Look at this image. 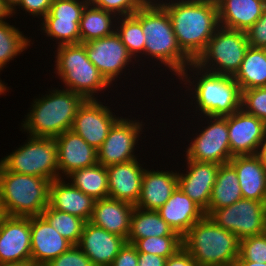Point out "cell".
Here are the masks:
<instances>
[{
  "label": "cell",
  "instance_id": "cell-35",
  "mask_svg": "<svg viewBox=\"0 0 266 266\" xmlns=\"http://www.w3.org/2000/svg\"><path fill=\"white\" fill-rule=\"evenodd\" d=\"M116 33L120 36L121 41L128 49V52L137 63L139 62V67L135 66V68L140 69V66H142V58L144 57L146 40L141 23L133 15L118 17Z\"/></svg>",
  "mask_w": 266,
  "mask_h": 266
},
{
  "label": "cell",
  "instance_id": "cell-11",
  "mask_svg": "<svg viewBox=\"0 0 266 266\" xmlns=\"http://www.w3.org/2000/svg\"><path fill=\"white\" fill-rule=\"evenodd\" d=\"M143 120H140L139 117L136 119L135 116L132 118L131 114H128V117L122 115L110 128L107 138L97 150L98 163L108 167L141 157L140 153H138L139 155L135 153L138 152L137 148L141 149L139 146L142 147L143 151V144L139 145V140L142 141L144 137L146 138V133L143 132H146L147 128L149 132V125L151 124L150 122L146 124ZM144 126L148 127L145 128Z\"/></svg>",
  "mask_w": 266,
  "mask_h": 266
},
{
  "label": "cell",
  "instance_id": "cell-28",
  "mask_svg": "<svg viewBox=\"0 0 266 266\" xmlns=\"http://www.w3.org/2000/svg\"><path fill=\"white\" fill-rule=\"evenodd\" d=\"M236 171L242 197L266 202V169L255 155L233 156L228 162Z\"/></svg>",
  "mask_w": 266,
  "mask_h": 266
},
{
  "label": "cell",
  "instance_id": "cell-31",
  "mask_svg": "<svg viewBox=\"0 0 266 266\" xmlns=\"http://www.w3.org/2000/svg\"><path fill=\"white\" fill-rule=\"evenodd\" d=\"M117 19L115 14L88 3L79 22L81 43L114 34Z\"/></svg>",
  "mask_w": 266,
  "mask_h": 266
},
{
  "label": "cell",
  "instance_id": "cell-17",
  "mask_svg": "<svg viewBox=\"0 0 266 266\" xmlns=\"http://www.w3.org/2000/svg\"><path fill=\"white\" fill-rule=\"evenodd\" d=\"M182 168H177L179 188L204 212L207 211L220 164L183 160ZM181 170L183 172H181Z\"/></svg>",
  "mask_w": 266,
  "mask_h": 266
},
{
  "label": "cell",
  "instance_id": "cell-50",
  "mask_svg": "<svg viewBox=\"0 0 266 266\" xmlns=\"http://www.w3.org/2000/svg\"><path fill=\"white\" fill-rule=\"evenodd\" d=\"M234 266H266V263H255L251 261H235Z\"/></svg>",
  "mask_w": 266,
  "mask_h": 266
},
{
  "label": "cell",
  "instance_id": "cell-3",
  "mask_svg": "<svg viewBox=\"0 0 266 266\" xmlns=\"http://www.w3.org/2000/svg\"><path fill=\"white\" fill-rule=\"evenodd\" d=\"M168 12L178 46L192 61L219 27L216 0H157Z\"/></svg>",
  "mask_w": 266,
  "mask_h": 266
},
{
  "label": "cell",
  "instance_id": "cell-2",
  "mask_svg": "<svg viewBox=\"0 0 266 266\" xmlns=\"http://www.w3.org/2000/svg\"><path fill=\"white\" fill-rule=\"evenodd\" d=\"M133 16L141 23L146 39L142 66L152 62L151 68L163 67L158 71L168 70L167 76L170 72V77H178L192 61L178 46L167 10L157 0H149Z\"/></svg>",
  "mask_w": 266,
  "mask_h": 266
},
{
  "label": "cell",
  "instance_id": "cell-37",
  "mask_svg": "<svg viewBox=\"0 0 266 266\" xmlns=\"http://www.w3.org/2000/svg\"><path fill=\"white\" fill-rule=\"evenodd\" d=\"M133 245L138 253L155 254L167 259L183 247L180 236L142 238L136 240Z\"/></svg>",
  "mask_w": 266,
  "mask_h": 266
},
{
  "label": "cell",
  "instance_id": "cell-1",
  "mask_svg": "<svg viewBox=\"0 0 266 266\" xmlns=\"http://www.w3.org/2000/svg\"><path fill=\"white\" fill-rule=\"evenodd\" d=\"M174 79L177 80L174 81ZM167 80H170V82L173 80L172 86L175 82L179 83L175 84L176 88L179 89L177 92L179 94V91L182 90L180 91V99L182 98L181 100L187 104L181 101L180 108L186 106V111L182 109L186 116H188L187 113L190 114L191 112L195 114L188 117H224L241 109L242 92L233 76L205 71L192 62L177 78L168 77ZM188 107L192 108L187 109Z\"/></svg>",
  "mask_w": 266,
  "mask_h": 266
},
{
  "label": "cell",
  "instance_id": "cell-51",
  "mask_svg": "<svg viewBox=\"0 0 266 266\" xmlns=\"http://www.w3.org/2000/svg\"><path fill=\"white\" fill-rule=\"evenodd\" d=\"M1 72H2V70H0V74H2ZM7 85L8 84L7 83L5 84V82L0 78V96H2V95L7 96L6 93L10 92L11 87H9Z\"/></svg>",
  "mask_w": 266,
  "mask_h": 266
},
{
  "label": "cell",
  "instance_id": "cell-52",
  "mask_svg": "<svg viewBox=\"0 0 266 266\" xmlns=\"http://www.w3.org/2000/svg\"><path fill=\"white\" fill-rule=\"evenodd\" d=\"M5 213H4V210L2 208V205H1V201H0V224H1V221L2 219L5 217Z\"/></svg>",
  "mask_w": 266,
  "mask_h": 266
},
{
  "label": "cell",
  "instance_id": "cell-18",
  "mask_svg": "<svg viewBox=\"0 0 266 266\" xmlns=\"http://www.w3.org/2000/svg\"><path fill=\"white\" fill-rule=\"evenodd\" d=\"M227 126L231 155H255L266 136V124L241 108L227 116Z\"/></svg>",
  "mask_w": 266,
  "mask_h": 266
},
{
  "label": "cell",
  "instance_id": "cell-20",
  "mask_svg": "<svg viewBox=\"0 0 266 266\" xmlns=\"http://www.w3.org/2000/svg\"><path fill=\"white\" fill-rule=\"evenodd\" d=\"M54 139L57 146L59 178H65L72 171L98 163L97 150L72 130H67Z\"/></svg>",
  "mask_w": 266,
  "mask_h": 266
},
{
  "label": "cell",
  "instance_id": "cell-45",
  "mask_svg": "<svg viewBox=\"0 0 266 266\" xmlns=\"http://www.w3.org/2000/svg\"><path fill=\"white\" fill-rule=\"evenodd\" d=\"M166 266H199L191 257V254L182 247L166 261Z\"/></svg>",
  "mask_w": 266,
  "mask_h": 266
},
{
  "label": "cell",
  "instance_id": "cell-30",
  "mask_svg": "<svg viewBox=\"0 0 266 266\" xmlns=\"http://www.w3.org/2000/svg\"><path fill=\"white\" fill-rule=\"evenodd\" d=\"M233 78L239 84L241 92L266 87V48L249 46Z\"/></svg>",
  "mask_w": 266,
  "mask_h": 266
},
{
  "label": "cell",
  "instance_id": "cell-48",
  "mask_svg": "<svg viewBox=\"0 0 266 266\" xmlns=\"http://www.w3.org/2000/svg\"><path fill=\"white\" fill-rule=\"evenodd\" d=\"M11 17L13 18L12 12L6 6L4 0H0V22L11 19Z\"/></svg>",
  "mask_w": 266,
  "mask_h": 266
},
{
  "label": "cell",
  "instance_id": "cell-24",
  "mask_svg": "<svg viewBox=\"0 0 266 266\" xmlns=\"http://www.w3.org/2000/svg\"><path fill=\"white\" fill-rule=\"evenodd\" d=\"M157 212L181 238L188 233V230L196 222L205 216V212L179 186H177L171 197Z\"/></svg>",
  "mask_w": 266,
  "mask_h": 266
},
{
  "label": "cell",
  "instance_id": "cell-38",
  "mask_svg": "<svg viewBox=\"0 0 266 266\" xmlns=\"http://www.w3.org/2000/svg\"><path fill=\"white\" fill-rule=\"evenodd\" d=\"M236 261L266 263V236L264 233L241 239L239 257Z\"/></svg>",
  "mask_w": 266,
  "mask_h": 266
},
{
  "label": "cell",
  "instance_id": "cell-54",
  "mask_svg": "<svg viewBox=\"0 0 266 266\" xmlns=\"http://www.w3.org/2000/svg\"><path fill=\"white\" fill-rule=\"evenodd\" d=\"M264 235L266 236V226L264 228V231H263Z\"/></svg>",
  "mask_w": 266,
  "mask_h": 266
},
{
  "label": "cell",
  "instance_id": "cell-6",
  "mask_svg": "<svg viewBox=\"0 0 266 266\" xmlns=\"http://www.w3.org/2000/svg\"><path fill=\"white\" fill-rule=\"evenodd\" d=\"M183 247L199 266H234L240 240L208 216L196 222L182 238Z\"/></svg>",
  "mask_w": 266,
  "mask_h": 266
},
{
  "label": "cell",
  "instance_id": "cell-8",
  "mask_svg": "<svg viewBox=\"0 0 266 266\" xmlns=\"http://www.w3.org/2000/svg\"><path fill=\"white\" fill-rule=\"evenodd\" d=\"M185 117L186 119L188 118V121L191 120L189 118H193L190 121L189 128L191 126L193 127L190 128L192 131L190 134V129L187 127V124L185 126L187 128L185 134L188 136H184V138L187 139L188 145H185L186 147L183 146V149L185 148L183 153L185 152V154L182 156L185 157L182 159L198 162H213L220 165L227 164L233 157L231 155L228 137L227 116ZM194 122L198 123L195 124L197 126L193 125Z\"/></svg>",
  "mask_w": 266,
  "mask_h": 266
},
{
  "label": "cell",
  "instance_id": "cell-36",
  "mask_svg": "<svg viewBox=\"0 0 266 266\" xmlns=\"http://www.w3.org/2000/svg\"><path fill=\"white\" fill-rule=\"evenodd\" d=\"M42 216L62 237L73 245L79 244L86 223L85 220L67 212L53 209L49 205L42 212Z\"/></svg>",
  "mask_w": 266,
  "mask_h": 266
},
{
  "label": "cell",
  "instance_id": "cell-33",
  "mask_svg": "<svg viewBox=\"0 0 266 266\" xmlns=\"http://www.w3.org/2000/svg\"><path fill=\"white\" fill-rule=\"evenodd\" d=\"M65 179L95 201L108 197V172L99 163L72 171Z\"/></svg>",
  "mask_w": 266,
  "mask_h": 266
},
{
  "label": "cell",
  "instance_id": "cell-53",
  "mask_svg": "<svg viewBox=\"0 0 266 266\" xmlns=\"http://www.w3.org/2000/svg\"><path fill=\"white\" fill-rule=\"evenodd\" d=\"M0 266H22V265H0Z\"/></svg>",
  "mask_w": 266,
  "mask_h": 266
},
{
  "label": "cell",
  "instance_id": "cell-44",
  "mask_svg": "<svg viewBox=\"0 0 266 266\" xmlns=\"http://www.w3.org/2000/svg\"><path fill=\"white\" fill-rule=\"evenodd\" d=\"M138 258L135 246L126 242L110 266H138Z\"/></svg>",
  "mask_w": 266,
  "mask_h": 266
},
{
  "label": "cell",
  "instance_id": "cell-4",
  "mask_svg": "<svg viewBox=\"0 0 266 266\" xmlns=\"http://www.w3.org/2000/svg\"><path fill=\"white\" fill-rule=\"evenodd\" d=\"M45 95L33 97L20 131L32 137L56 138L71 130L78 108L85 99L68 89L50 87Z\"/></svg>",
  "mask_w": 266,
  "mask_h": 266
},
{
  "label": "cell",
  "instance_id": "cell-23",
  "mask_svg": "<svg viewBox=\"0 0 266 266\" xmlns=\"http://www.w3.org/2000/svg\"><path fill=\"white\" fill-rule=\"evenodd\" d=\"M144 171L142 178L141 194L135 207L144 210L157 211L162 207L167 200L171 197L173 191L178 186L177 170H157L153 168V165ZM174 169V170H173ZM165 170V171H164Z\"/></svg>",
  "mask_w": 266,
  "mask_h": 266
},
{
  "label": "cell",
  "instance_id": "cell-14",
  "mask_svg": "<svg viewBox=\"0 0 266 266\" xmlns=\"http://www.w3.org/2000/svg\"><path fill=\"white\" fill-rule=\"evenodd\" d=\"M207 216L241 240L263 233L266 226V202L241 198L230 206L212 210Z\"/></svg>",
  "mask_w": 266,
  "mask_h": 266
},
{
  "label": "cell",
  "instance_id": "cell-9",
  "mask_svg": "<svg viewBox=\"0 0 266 266\" xmlns=\"http://www.w3.org/2000/svg\"><path fill=\"white\" fill-rule=\"evenodd\" d=\"M0 159L10 172L39 176L50 181L59 178L57 146L54 138L32 137Z\"/></svg>",
  "mask_w": 266,
  "mask_h": 266
},
{
  "label": "cell",
  "instance_id": "cell-39",
  "mask_svg": "<svg viewBox=\"0 0 266 266\" xmlns=\"http://www.w3.org/2000/svg\"><path fill=\"white\" fill-rule=\"evenodd\" d=\"M241 108L266 124V87L242 91Z\"/></svg>",
  "mask_w": 266,
  "mask_h": 266
},
{
  "label": "cell",
  "instance_id": "cell-10",
  "mask_svg": "<svg viewBox=\"0 0 266 266\" xmlns=\"http://www.w3.org/2000/svg\"><path fill=\"white\" fill-rule=\"evenodd\" d=\"M248 47L244 31L219 26L194 63L205 71L234 76Z\"/></svg>",
  "mask_w": 266,
  "mask_h": 266
},
{
  "label": "cell",
  "instance_id": "cell-32",
  "mask_svg": "<svg viewBox=\"0 0 266 266\" xmlns=\"http://www.w3.org/2000/svg\"><path fill=\"white\" fill-rule=\"evenodd\" d=\"M161 236L179 235L170 228L157 211L134 207L127 242L133 244L142 238Z\"/></svg>",
  "mask_w": 266,
  "mask_h": 266
},
{
  "label": "cell",
  "instance_id": "cell-7",
  "mask_svg": "<svg viewBox=\"0 0 266 266\" xmlns=\"http://www.w3.org/2000/svg\"><path fill=\"white\" fill-rule=\"evenodd\" d=\"M51 181L8 171L0 163V201L6 216H40L49 205Z\"/></svg>",
  "mask_w": 266,
  "mask_h": 266
},
{
  "label": "cell",
  "instance_id": "cell-19",
  "mask_svg": "<svg viewBox=\"0 0 266 266\" xmlns=\"http://www.w3.org/2000/svg\"><path fill=\"white\" fill-rule=\"evenodd\" d=\"M30 225L31 266H45L73 246L42 215L30 217Z\"/></svg>",
  "mask_w": 266,
  "mask_h": 266
},
{
  "label": "cell",
  "instance_id": "cell-29",
  "mask_svg": "<svg viewBox=\"0 0 266 266\" xmlns=\"http://www.w3.org/2000/svg\"><path fill=\"white\" fill-rule=\"evenodd\" d=\"M241 198L243 197L235 169L229 163L220 165L205 216L212 210L230 206Z\"/></svg>",
  "mask_w": 266,
  "mask_h": 266
},
{
  "label": "cell",
  "instance_id": "cell-13",
  "mask_svg": "<svg viewBox=\"0 0 266 266\" xmlns=\"http://www.w3.org/2000/svg\"><path fill=\"white\" fill-rule=\"evenodd\" d=\"M87 4L88 0H53L49 13L36 24L42 35L55 42L53 49L81 43L79 22Z\"/></svg>",
  "mask_w": 266,
  "mask_h": 266
},
{
  "label": "cell",
  "instance_id": "cell-42",
  "mask_svg": "<svg viewBox=\"0 0 266 266\" xmlns=\"http://www.w3.org/2000/svg\"><path fill=\"white\" fill-rule=\"evenodd\" d=\"M45 266H94L91 260L77 246L73 245L59 257L51 260Z\"/></svg>",
  "mask_w": 266,
  "mask_h": 266
},
{
  "label": "cell",
  "instance_id": "cell-40",
  "mask_svg": "<svg viewBox=\"0 0 266 266\" xmlns=\"http://www.w3.org/2000/svg\"><path fill=\"white\" fill-rule=\"evenodd\" d=\"M149 0H88V3L115 14L117 17L130 16L140 10Z\"/></svg>",
  "mask_w": 266,
  "mask_h": 266
},
{
  "label": "cell",
  "instance_id": "cell-15",
  "mask_svg": "<svg viewBox=\"0 0 266 266\" xmlns=\"http://www.w3.org/2000/svg\"><path fill=\"white\" fill-rule=\"evenodd\" d=\"M105 101L85 100L78 108L71 128L96 150L101 147L110 128L121 117L117 113L119 110L112 109Z\"/></svg>",
  "mask_w": 266,
  "mask_h": 266
},
{
  "label": "cell",
  "instance_id": "cell-34",
  "mask_svg": "<svg viewBox=\"0 0 266 266\" xmlns=\"http://www.w3.org/2000/svg\"><path fill=\"white\" fill-rule=\"evenodd\" d=\"M9 20L0 22V70L16 60L20 54H24L30 46H33L32 36H26L16 25H11ZM31 37V38H30Z\"/></svg>",
  "mask_w": 266,
  "mask_h": 266
},
{
  "label": "cell",
  "instance_id": "cell-25",
  "mask_svg": "<svg viewBox=\"0 0 266 266\" xmlns=\"http://www.w3.org/2000/svg\"><path fill=\"white\" fill-rule=\"evenodd\" d=\"M95 200L72 185L65 178L51 181L49 189V206L67 212L86 222L90 221Z\"/></svg>",
  "mask_w": 266,
  "mask_h": 266
},
{
  "label": "cell",
  "instance_id": "cell-5",
  "mask_svg": "<svg viewBox=\"0 0 266 266\" xmlns=\"http://www.w3.org/2000/svg\"><path fill=\"white\" fill-rule=\"evenodd\" d=\"M54 49H56L53 52L55 63L52 67H55L52 73L56 74L55 78L61 80L63 85L60 86L61 88L79 94L85 100H100L101 98L103 100L105 91L109 90L106 97L110 91L113 92V87L88 59L86 48L82 43L61 45Z\"/></svg>",
  "mask_w": 266,
  "mask_h": 266
},
{
  "label": "cell",
  "instance_id": "cell-22",
  "mask_svg": "<svg viewBox=\"0 0 266 266\" xmlns=\"http://www.w3.org/2000/svg\"><path fill=\"white\" fill-rule=\"evenodd\" d=\"M126 242L125 238L110 233L88 221L85 223L77 246L94 266H110Z\"/></svg>",
  "mask_w": 266,
  "mask_h": 266
},
{
  "label": "cell",
  "instance_id": "cell-12",
  "mask_svg": "<svg viewBox=\"0 0 266 266\" xmlns=\"http://www.w3.org/2000/svg\"><path fill=\"white\" fill-rule=\"evenodd\" d=\"M82 44L86 48L88 59L96 66L100 74L116 91L118 90V84L116 82L119 80L121 81L122 78H124L123 80H128V77L132 75V71L134 74L136 73L137 76L141 73L140 70H135L134 66L135 64L138 65L137 61L128 52V49L122 43L120 36L116 32L110 36ZM131 65L134 68L133 70H131ZM126 71H128V73H126Z\"/></svg>",
  "mask_w": 266,
  "mask_h": 266
},
{
  "label": "cell",
  "instance_id": "cell-41",
  "mask_svg": "<svg viewBox=\"0 0 266 266\" xmlns=\"http://www.w3.org/2000/svg\"><path fill=\"white\" fill-rule=\"evenodd\" d=\"M52 2L53 0H22L20 5L12 12V16L17 18L15 16H18V14H21L23 11L21 15L28 14L25 18L32 16L31 18L35 19L37 17L39 20L36 21L35 19L34 21L36 23L40 22L49 13Z\"/></svg>",
  "mask_w": 266,
  "mask_h": 266
},
{
  "label": "cell",
  "instance_id": "cell-49",
  "mask_svg": "<svg viewBox=\"0 0 266 266\" xmlns=\"http://www.w3.org/2000/svg\"><path fill=\"white\" fill-rule=\"evenodd\" d=\"M6 6L13 12L22 2V0H4Z\"/></svg>",
  "mask_w": 266,
  "mask_h": 266
},
{
  "label": "cell",
  "instance_id": "cell-21",
  "mask_svg": "<svg viewBox=\"0 0 266 266\" xmlns=\"http://www.w3.org/2000/svg\"><path fill=\"white\" fill-rule=\"evenodd\" d=\"M144 164L146 163L141 158H137L106 167L108 197L136 205L141 194L142 178L146 169Z\"/></svg>",
  "mask_w": 266,
  "mask_h": 266
},
{
  "label": "cell",
  "instance_id": "cell-43",
  "mask_svg": "<svg viewBox=\"0 0 266 266\" xmlns=\"http://www.w3.org/2000/svg\"><path fill=\"white\" fill-rule=\"evenodd\" d=\"M245 33L249 46L266 48V9L261 17Z\"/></svg>",
  "mask_w": 266,
  "mask_h": 266
},
{
  "label": "cell",
  "instance_id": "cell-47",
  "mask_svg": "<svg viewBox=\"0 0 266 266\" xmlns=\"http://www.w3.org/2000/svg\"><path fill=\"white\" fill-rule=\"evenodd\" d=\"M255 156L259 159V161L266 169V136L258 146Z\"/></svg>",
  "mask_w": 266,
  "mask_h": 266
},
{
  "label": "cell",
  "instance_id": "cell-27",
  "mask_svg": "<svg viewBox=\"0 0 266 266\" xmlns=\"http://www.w3.org/2000/svg\"><path fill=\"white\" fill-rule=\"evenodd\" d=\"M219 26L246 32L263 14L266 0H216Z\"/></svg>",
  "mask_w": 266,
  "mask_h": 266
},
{
  "label": "cell",
  "instance_id": "cell-26",
  "mask_svg": "<svg viewBox=\"0 0 266 266\" xmlns=\"http://www.w3.org/2000/svg\"><path fill=\"white\" fill-rule=\"evenodd\" d=\"M135 205L111 197L96 200L90 223L127 240Z\"/></svg>",
  "mask_w": 266,
  "mask_h": 266
},
{
  "label": "cell",
  "instance_id": "cell-46",
  "mask_svg": "<svg viewBox=\"0 0 266 266\" xmlns=\"http://www.w3.org/2000/svg\"><path fill=\"white\" fill-rule=\"evenodd\" d=\"M138 266H166L167 258L155 254L138 253Z\"/></svg>",
  "mask_w": 266,
  "mask_h": 266
},
{
  "label": "cell",
  "instance_id": "cell-16",
  "mask_svg": "<svg viewBox=\"0 0 266 266\" xmlns=\"http://www.w3.org/2000/svg\"><path fill=\"white\" fill-rule=\"evenodd\" d=\"M0 265L31 266L30 217L5 216L2 219Z\"/></svg>",
  "mask_w": 266,
  "mask_h": 266
}]
</instances>
